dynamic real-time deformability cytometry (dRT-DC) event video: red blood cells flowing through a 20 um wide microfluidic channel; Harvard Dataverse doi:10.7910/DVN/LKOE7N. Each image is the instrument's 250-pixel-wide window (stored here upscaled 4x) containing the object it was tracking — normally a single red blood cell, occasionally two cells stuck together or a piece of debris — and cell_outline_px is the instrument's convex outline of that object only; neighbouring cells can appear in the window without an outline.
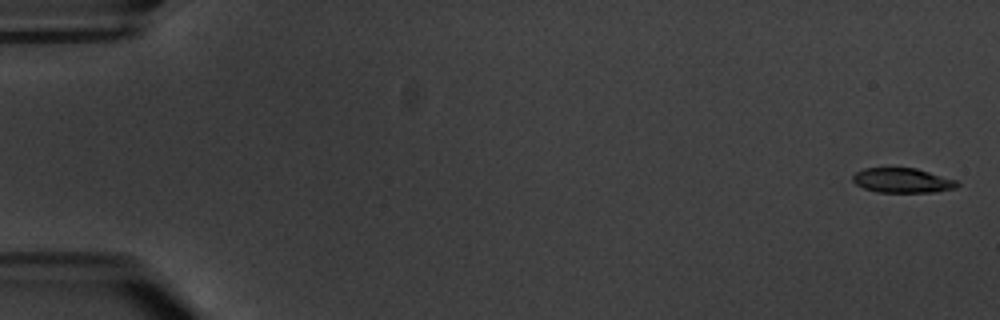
{"species": "common noctule bat (a hibernating species)", "species_latin": "Nyctalus noctula", "temperature_condition": "warm", "stored_images_in_passage": 5, "camera_frame_rate_fps": 3000, "um_per_image_px": 0.085, "animal": {"sex": "male", "body_mass_g": 20.1, "forearm_length_mm": 53.5}, "frame": {"image": 1, "passage_image": 1, "time_ms": 0.0, "image_size_px": [1000, 320], "cell_outline_px": [[960, 184], [956, 188], [936, 192], [876, 192], [864, 188], [856, 184], [852, 180], [852, 176], [856, 172], [864, 168], [916, 168], [956, 180]], "centroid_in_image_um": [76.7, 15.34], "position_along_channel_um": 8.3, "area_um2": 15.03}}
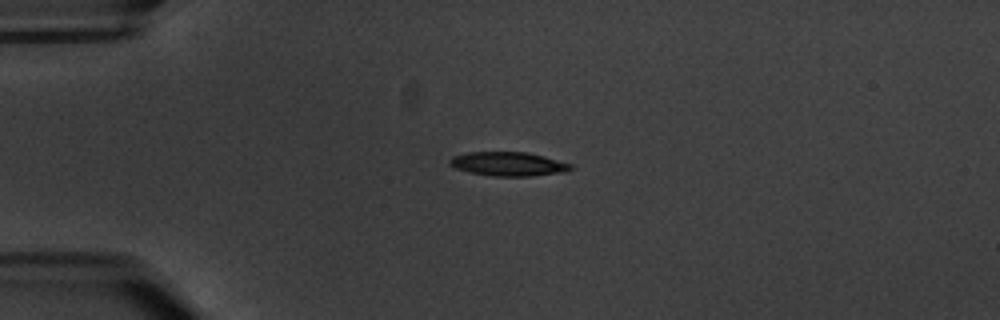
{"frame": {"image": 2, "passage_image": 4, "time_ms": 4.667, "image_size_px": [1000, 320], "cell_outline_px": [[572, 168], [564, 172], [532, 176], [492, 176], [468, 172], [456, 168], [448, 164], [448, 160], [452, 156], [468, 152], [524, 152], [544, 156], [572, 164]], "centroid_in_image_um": [43.17, 13.94], "position_along_channel_um": 41.8, "area_um2": 16.94}}